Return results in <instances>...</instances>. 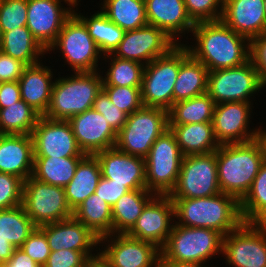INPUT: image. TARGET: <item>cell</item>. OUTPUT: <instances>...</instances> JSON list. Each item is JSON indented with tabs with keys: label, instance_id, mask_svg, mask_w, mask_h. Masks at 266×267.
Returning a JSON list of instances; mask_svg holds the SVG:
<instances>
[{
	"label": "cell",
	"instance_id": "obj_1",
	"mask_svg": "<svg viewBox=\"0 0 266 267\" xmlns=\"http://www.w3.org/2000/svg\"><path fill=\"white\" fill-rule=\"evenodd\" d=\"M192 34L195 47L185 45L209 72L237 67L250 59V41L222 20L195 23Z\"/></svg>",
	"mask_w": 266,
	"mask_h": 267
},
{
	"label": "cell",
	"instance_id": "obj_2",
	"mask_svg": "<svg viewBox=\"0 0 266 267\" xmlns=\"http://www.w3.org/2000/svg\"><path fill=\"white\" fill-rule=\"evenodd\" d=\"M174 203L175 223L186 227L214 229L226 236L242 223L240 202L220 192L200 198H171Z\"/></svg>",
	"mask_w": 266,
	"mask_h": 267
},
{
	"label": "cell",
	"instance_id": "obj_3",
	"mask_svg": "<svg viewBox=\"0 0 266 267\" xmlns=\"http://www.w3.org/2000/svg\"><path fill=\"white\" fill-rule=\"evenodd\" d=\"M216 159L221 192L240 202L265 162L261 143L256 139L247 143L221 144Z\"/></svg>",
	"mask_w": 266,
	"mask_h": 267
},
{
	"label": "cell",
	"instance_id": "obj_4",
	"mask_svg": "<svg viewBox=\"0 0 266 267\" xmlns=\"http://www.w3.org/2000/svg\"><path fill=\"white\" fill-rule=\"evenodd\" d=\"M74 75L55 79L51 101L44 117L69 120L93 107L103 87L101 72H73ZM101 74V75H100Z\"/></svg>",
	"mask_w": 266,
	"mask_h": 267
},
{
	"label": "cell",
	"instance_id": "obj_5",
	"mask_svg": "<svg viewBox=\"0 0 266 267\" xmlns=\"http://www.w3.org/2000/svg\"><path fill=\"white\" fill-rule=\"evenodd\" d=\"M223 235L214 229L186 227L174 222L159 262L206 264L222 254ZM208 260V261H207Z\"/></svg>",
	"mask_w": 266,
	"mask_h": 267
},
{
	"label": "cell",
	"instance_id": "obj_6",
	"mask_svg": "<svg viewBox=\"0 0 266 267\" xmlns=\"http://www.w3.org/2000/svg\"><path fill=\"white\" fill-rule=\"evenodd\" d=\"M168 129L167 110L143 106L127 117L117 133L115 147L123 153L145 158L157 138Z\"/></svg>",
	"mask_w": 266,
	"mask_h": 267
},
{
	"label": "cell",
	"instance_id": "obj_7",
	"mask_svg": "<svg viewBox=\"0 0 266 267\" xmlns=\"http://www.w3.org/2000/svg\"><path fill=\"white\" fill-rule=\"evenodd\" d=\"M182 159L176 137L169 128L145 157L146 189L155 195H169L176 185Z\"/></svg>",
	"mask_w": 266,
	"mask_h": 267
},
{
	"label": "cell",
	"instance_id": "obj_8",
	"mask_svg": "<svg viewBox=\"0 0 266 267\" xmlns=\"http://www.w3.org/2000/svg\"><path fill=\"white\" fill-rule=\"evenodd\" d=\"M55 49L61 51L65 63L74 72L101 71L97 63L104 55L91 38L85 23L75 13L65 21L56 41L48 50L49 54Z\"/></svg>",
	"mask_w": 266,
	"mask_h": 267
},
{
	"label": "cell",
	"instance_id": "obj_9",
	"mask_svg": "<svg viewBox=\"0 0 266 267\" xmlns=\"http://www.w3.org/2000/svg\"><path fill=\"white\" fill-rule=\"evenodd\" d=\"M259 73L249 59L244 64L208 74L207 93L215 104L224 102H252L251 97L264 89Z\"/></svg>",
	"mask_w": 266,
	"mask_h": 267
},
{
	"label": "cell",
	"instance_id": "obj_10",
	"mask_svg": "<svg viewBox=\"0 0 266 267\" xmlns=\"http://www.w3.org/2000/svg\"><path fill=\"white\" fill-rule=\"evenodd\" d=\"M180 68V44L145 65L141 93L146 107L169 110L173 105L174 84Z\"/></svg>",
	"mask_w": 266,
	"mask_h": 267
},
{
	"label": "cell",
	"instance_id": "obj_11",
	"mask_svg": "<svg viewBox=\"0 0 266 267\" xmlns=\"http://www.w3.org/2000/svg\"><path fill=\"white\" fill-rule=\"evenodd\" d=\"M22 206L37 227L73 217L64 188L32 176L24 181Z\"/></svg>",
	"mask_w": 266,
	"mask_h": 267
},
{
	"label": "cell",
	"instance_id": "obj_12",
	"mask_svg": "<svg viewBox=\"0 0 266 267\" xmlns=\"http://www.w3.org/2000/svg\"><path fill=\"white\" fill-rule=\"evenodd\" d=\"M221 192L218 183L216 151L183 156L175 187L170 198H200Z\"/></svg>",
	"mask_w": 266,
	"mask_h": 267
},
{
	"label": "cell",
	"instance_id": "obj_13",
	"mask_svg": "<svg viewBox=\"0 0 266 267\" xmlns=\"http://www.w3.org/2000/svg\"><path fill=\"white\" fill-rule=\"evenodd\" d=\"M223 255L229 267H266V230L243 222L223 236Z\"/></svg>",
	"mask_w": 266,
	"mask_h": 267
},
{
	"label": "cell",
	"instance_id": "obj_14",
	"mask_svg": "<svg viewBox=\"0 0 266 267\" xmlns=\"http://www.w3.org/2000/svg\"><path fill=\"white\" fill-rule=\"evenodd\" d=\"M100 245L104 250L99 248V253L112 267H159L160 249L150 242L127 234H110L99 239Z\"/></svg>",
	"mask_w": 266,
	"mask_h": 267
},
{
	"label": "cell",
	"instance_id": "obj_15",
	"mask_svg": "<svg viewBox=\"0 0 266 267\" xmlns=\"http://www.w3.org/2000/svg\"><path fill=\"white\" fill-rule=\"evenodd\" d=\"M34 157H84L68 120L41 116L31 134Z\"/></svg>",
	"mask_w": 266,
	"mask_h": 267
},
{
	"label": "cell",
	"instance_id": "obj_16",
	"mask_svg": "<svg viewBox=\"0 0 266 267\" xmlns=\"http://www.w3.org/2000/svg\"><path fill=\"white\" fill-rule=\"evenodd\" d=\"M177 43L163 30L147 24L139 29L125 31L113 56L147 65L167 54Z\"/></svg>",
	"mask_w": 266,
	"mask_h": 267
},
{
	"label": "cell",
	"instance_id": "obj_17",
	"mask_svg": "<svg viewBox=\"0 0 266 267\" xmlns=\"http://www.w3.org/2000/svg\"><path fill=\"white\" fill-rule=\"evenodd\" d=\"M68 4L64 7V3ZM27 0L26 27L34 38L48 52L56 41L65 21L74 13L69 0Z\"/></svg>",
	"mask_w": 266,
	"mask_h": 267
},
{
	"label": "cell",
	"instance_id": "obj_18",
	"mask_svg": "<svg viewBox=\"0 0 266 267\" xmlns=\"http://www.w3.org/2000/svg\"><path fill=\"white\" fill-rule=\"evenodd\" d=\"M252 105V102L234 101L215 105L212 123L220 145L247 143L257 139L261 126L250 128Z\"/></svg>",
	"mask_w": 266,
	"mask_h": 267
},
{
	"label": "cell",
	"instance_id": "obj_19",
	"mask_svg": "<svg viewBox=\"0 0 266 267\" xmlns=\"http://www.w3.org/2000/svg\"><path fill=\"white\" fill-rule=\"evenodd\" d=\"M175 222L174 203L168 195H155L144 207L129 237L154 244L160 250L166 244Z\"/></svg>",
	"mask_w": 266,
	"mask_h": 267
},
{
	"label": "cell",
	"instance_id": "obj_20",
	"mask_svg": "<svg viewBox=\"0 0 266 267\" xmlns=\"http://www.w3.org/2000/svg\"><path fill=\"white\" fill-rule=\"evenodd\" d=\"M101 168V175L129 190L146 189L145 158L123 153L116 147L94 154Z\"/></svg>",
	"mask_w": 266,
	"mask_h": 267
},
{
	"label": "cell",
	"instance_id": "obj_21",
	"mask_svg": "<svg viewBox=\"0 0 266 267\" xmlns=\"http://www.w3.org/2000/svg\"><path fill=\"white\" fill-rule=\"evenodd\" d=\"M70 123L79 148L87 155L114 148L117 133L105 117L93 108L71 117Z\"/></svg>",
	"mask_w": 266,
	"mask_h": 267
},
{
	"label": "cell",
	"instance_id": "obj_22",
	"mask_svg": "<svg viewBox=\"0 0 266 267\" xmlns=\"http://www.w3.org/2000/svg\"><path fill=\"white\" fill-rule=\"evenodd\" d=\"M221 20L251 41L266 31L264 0H223Z\"/></svg>",
	"mask_w": 266,
	"mask_h": 267
},
{
	"label": "cell",
	"instance_id": "obj_23",
	"mask_svg": "<svg viewBox=\"0 0 266 267\" xmlns=\"http://www.w3.org/2000/svg\"><path fill=\"white\" fill-rule=\"evenodd\" d=\"M145 5L148 24L163 30L177 44L182 41L179 37L192 33L195 23L187 14L184 0H145Z\"/></svg>",
	"mask_w": 266,
	"mask_h": 267
},
{
	"label": "cell",
	"instance_id": "obj_24",
	"mask_svg": "<svg viewBox=\"0 0 266 267\" xmlns=\"http://www.w3.org/2000/svg\"><path fill=\"white\" fill-rule=\"evenodd\" d=\"M39 228L47 238L50 251L62 249L94 251L99 245L100 238L74 217L45 224Z\"/></svg>",
	"mask_w": 266,
	"mask_h": 267
},
{
	"label": "cell",
	"instance_id": "obj_25",
	"mask_svg": "<svg viewBox=\"0 0 266 267\" xmlns=\"http://www.w3.org/2000/svg\"><path fill=\"white\" fill-rule=\"evenodd\" d=\"M34 162L31 135L0 134V172L23 181L32 176Z\"/></svg>",
	"mask_w": 266,
	"mask_h": 267
},
{
	"label": "cell",
	"instance_id": "obj_26",
	"mask_svg": "<svg viewBox=\"0 0 266 267\" xmlns=\"http://www.w3.org/2000/svg\"><path fill=\"white\" fill-rule=\"evenodd\" d=\"M50 68L42 62L27 66L18 80L21 99L41 116H44L49 108L55 82L52 81L54 73Z\"/></svg>",
	"mask_w": 266,
	"mask_h": 267
},
{
	"label": "cell",
	"instance_id": "obj_27",
	"mask_svg": "<svg viewBox=\"0 0 266 267\" xmlns=\"http://www.w3.org/2000/svg\"><path fill=\"white\" fill-rule=\"evenodd\" d=\"M209 70L180 44V68L173 90V104L207 93Z\"/></svg>",
	"mask_w": 266,
	"mask_h": 267
},
{
	"label": "cell",
	"instance_id": "obj_28",
	"mask_svg": "<svg viewBox=\"0 0 266 267\" xmlns=\"http://www.w3.org/2000/svg\"><path fill=\"white\" fill-rule=\"evenodd\" d=\"M183 156L208 154L217 151V141L212 122L169 125Z\"/></svg>",
	"mask_w": 266,
	"mask_h": 267
},
{
	"label": "cell",
	"instance_id": "obj_29",
	"mask_svg": "<svg viewBox=\"0 0 266 267\" xmlns=\"http://www.w3.org/2000/svg\"><path fill=\"white\" fill-rule=\"evenodd\" d=\"M101 177V168L97 157L86 154L79 161L74 177L64 187L66 199L72 211L95 192Z\"/></svg>",
	"mask_w": 266,
	"mask_h": 267
},
{
	"label": "cell",
	"instance_id": "obj_30",
	"mask_svg": "<svg viewBox=\"0 0 266 267\" xmlns=\"http://www.w3.org/2000/svg\"><path fill=\"white\" fill-rule=\"evenodd\" d=\"M154 196L147 189L130 190L122 195L111 207L112 234H127Z\"/></svg>",
	"mask_w": 266,
	"mask_h": 267
},
{
	"label": "cell",
	"instance_id": "obj_31",
	"mask_svg": "<svg viewBox=\"0 0 266 267\" xmlns=\"http://www.w3.org/2000/svg\"><path fill=\"white\" fill-rule=\"evenodd\" d=\"M0 50L21 60L27 66L40 63L41 57L43 58L46 53L48 54L26 26L2 32Z\"/></svg>",
	"mask_w": 266,
	"mask_h": 267
},
{
	"label": "cell",
	"instance_id": "obj_32",
	"mask_svg": "<svg viewBox=\"0 0 266 267\" xmlns=\"http://www.w3.org/2000/svg\"><path fill=\"white\" fill-rule=\"evenodd\" d=\"M73 217L99 238L112 234L111 206L95 193L73 211Z\"/></svg>",
	"mask_w": 266,
	"mask_h": 267
},
{
	"label": "cell",
	"instance_id": "obj_33",
	"mask_svg": "<svg viewBox=\"0 0 266 267\" xmlns=\"http://www.w3.org/2000/svg\"><path fill=\"white\" fill-rule=\"evenodd\" d=\"M100 10L124 31L148 24L145 0H103Z\"/></svg>",
	"mask_w": 266,
	"mask_h": 267
},
{
	"label": "cell",
	"instance_id": "obj_34",
	"mask_svg": "<svg viewBox=\"0 0 266 267\" xmlns=\"http://www.w3.org/2000/svg\"><path fill=\"white\" fill-rule=\"evenodd\" d=\"M215 105L208 93L175 102L168 110L169 125L212 122Z\"/></svg>",
	"mask_w": 266,
	"mask_h": 267
},
{
	"label": "cell",
	"instance_id": "obj_35",
	"mask_svg": "<svg viewBox=\"0 0 266 267\" xmlns=\"http://www.w3.org/2000/svg\"><path fill=\"white\" fill-rule=\"evenodd\" d=\"M83 157H34L32 177L64 188L72 180L76 167Z\"/></svg>",
	"mask_w": 266,
	"mask_h": 267
},
{
	"label": "cell",
	"instance_id": "obj_36",
	"mask_svg": "<svg viewBox=\"0 0 266 267\" xmlns=\"http://www.w3.org/2000/svg\"><path fill=\"white\" fill-rule=\"evenodd\" d=\"M74 13L85 23L100 52L103 55L112 54L123 39L125 31L111 22L101 10L89 18L75 12V9Z\"/></svg>",
	"mask_w": 266,
	"mask_h": 267
},
{
	"label": "cell",
	"instance_id": "obj_37",
	"mask_svg": "<svg viewBox=\"0 0 266 267\" xmlns=\"http://www.w3.org/2000/svg\"><path fill=\"white\" fill-rule=\"evenodd\" d=\"M41 115L24 100L0 108V134L31 135Z\"/></svg>",
	"mask_w": 266,
	"mask_h": 267
},
{
	"label": "cell",
	"instance_id": "obj_38",
	"mask_svg": "<svg viewBox=\"0 0 266 267\" xmlns=\"http://www.w3.org/2000/svg\"><path fill=\"white\" fill-rule=\"evenodd\" d=\"M36 227L22 205L0 210V239L8 240L16 248L23 245Z\"/></svg>",
	"mask_w": 266,
	"mask_h": 267
},
{
	"label": "cell",
	"instance_id": "obj_39",
	"mask_svg": "<svg viewBox=\"0 0 266 267\" xmlns=\"http://www.w3.org/2000/svg\"><path fill=\"white\" fill-rule=\"evenodd\" d=\"M102 58L110 62L109 69L102 76L103 86H142L145 65L137 61L121 59L112 54L104 55Z\"/></svg>",
	"mask_w": 266,
	"mask_h": 267
},
{
	"label": "cell",
	"instance_id": "obj_40",
	"mask_svg": "<svg viewBox=\"0 0 266 267\" xmlns=\"http://www.w3.org/2000/svg\"><path fill=\"white\" fill-rule=\"evenodd\" d=\"M240 212L245 223H257L266 214V162L262 164L250 190L240 201Z\"/></svg>",
	"mask_w": 266,
	"mask_h": 267
},
{
	"label": "cell",
	"instance_id": "obj_41",
	"mask_svg": "<svg viewBox=\"0 0 266 267\" xmlns=\"http://www.w3.org/2000/svg\"><path fill=\"white\" fill-rule=\"evenodd\" d=\"M110 101L128 116L142 108L141 87L103 86Z\"/></svg>",
	"mask_w": 266,
	"mask_h": 267
},
{
	"label": "cell",
	"instance_id": "obj_42",
	"mask_svg": "<svg viewBox=\"0 0 266 267\" xmlns=\"http://www.w3.org/2000/svg\"><path fill=\"white\" fill-rule=\"evenodd\" d=\"M27 13V0H0L1 32L26 26Z\"/></svg>",
	"mask_w": 266,
	"mask_h": 267
},
{
	"label": "cell",
	"instance_id": "obj_43",
	"mask_svg": "<svg viewBox=\"0 0 266 267\" xmlns=\"http://www.w3.org/2000/svg\"><path fill=\"white\" fill-rule=\"evenodd\" d=\"M188 16L194 23L222 18L223 0H184Z\"/></svg>",
	"mask_w": 266,
	"mask_h": 267
},
{
	"label": "cell",
	"instance_id": "obj_44",
	"mask_svg": "<svg viewBox=\"0 0 266 267\" xmlns=\"http://www.w3.org/2000/svg\"><path fill=\"white\" fill-rule=\"evenodd\" d=\"M24 181L0 172V210L22 205Z\"/></svg>",
	"mask_w": 266,
	"mask_h": 267
},
{
	"label": "cell",
	"instance_id": "obj_45",
	"mask_svg": "<svg viewBox=\"0 0 266 267\" xmlns=\"http://www.w3.org/2000/svg\"><path fill=\"white\" fill-rule=\"evenodd\" d=\"M92 108L105 117L109 126L116 133L123 128L127 121L128 115L110 101L107 93L103 89L97 94Z\"/></svg>",
	"mask_w": 266,
	"mask_h": 267
},
{
	"label": "cell",
	"instance_id": "obj_46",
	"mask_svg": "<svg viewBox=\"0 0 266 267\" xmlns=\"http://www.w3.org/2000/svg\"><path fill=\"white\" fill-rule=\"evenodd\" d=\"M37 264L43 267L50 255V247L44 232L36 227L20 247Z\"/></svg>",
	"mask_w": 266,
	"mask_h": 267
},
{
	"label": "cell",
	"instance_id": "obj_47",
	"mask_svg": "<svg viewBox=\"0 0 266 267\" xmlns=\"http://www.w3.org/2000/svg\"><path fill=\"white\" fill-rule=\"evenodd\" d=\"M93 251H75L62 249L51 251L46 264L43 267H79L89 258L96 256Z\"/></svg>",
	"mask_w": 266,
	"mask_h": 267
},
{
	"label": "cell",
	"instance_id": "obj_48",
	"mask_svg": "<svg viewBox=\"0 0 266 267\" xmlns=\"http://www.w3.org/2000/svg\"><path fill=\"white\" fill-rule=\"evenodd\" d=\"M250 59L266 85V31L250 41Z\"/></svg>",
	"mask_w": 266,
	"mask_h": 267
},
{
	"label": "cell",
	"instance_id": "obj_49",
	"mask_svg": "<svg viewBox=\"0 0 266 267\" xmlns=\"http://www.w3.org/2000/svg\"><path fill=\"white\" fill-rule=\"evenodd\" d=\"M27 65L0 50V81H18Z\"/></svg>",
	"mask_w": 266,
	"mask_h": 267
},
{
	"label": "cell",
	"instance_id": "obj_50",
	"mask_svg": "<svg viewBox=\"0 0 266 267\" xmlns=\"http://www.w3.org/2000/svg\"><path fill=\"white\" fill-rule=\"evenodd\" d=\"M128 191L130 190L123 184L114 183L112 180L101 177L94 193L112 207Z\"/></svg>",
	"mask_w": 266,
	"mask_h": 267
},
{
	"label": "cell",
	"instance_id": "obj_51",
	"mask_svg": "<svg viewBox=\"0 0 266 267\" xmlns=\"http://www.w3.org/2000/svg\"><path fill=\"white\" fill-rule=\"evenodd\" d=\"M21 100L18 81L2 82L0 86V108H6Z\"/></svg>",
	"mask_w": 266,
	"mask_h": 267
},
{
	"label": "cell",
	"instance_id": "obj_52",
	"mask_svg": "<svg viewBox=\"0 0 266 267\" xmlns=\"http://www.w3.org/2000/svg\"><path fill=\"white\" fill-rule=\"evenodd\" d=\"M4 267H41L31 259L21 248H16L12 257L5 262Z\"/></svg>",
	"mask_w": 266,
	"mask_h": 267
},
{
	"label": "cell",
	"instance_id": "obj_53",
	"mask_svg": "<svg viewBox=\"0 0 266 267\" xmlns=\"http://www.w3.org/2000/svg\"><path fill=\"white\" fill-rule=\"evenodd\" d=\"M15 249L16 247L8 240L0 239V261L7 262L12 257Z\"/></svg>",
	"mask_w": 266,
	"mask_h": 267
},
{
	"label": "cell",
	"instance_id": "obj_54",
	"mask_svg": "<svg viewBox=\"0 0 266 267\" xmlns=\"http://www.w3.org/2000/svg\"><path fill=\"white\" fill-rule=\"evenodd\" d=\"M97 251L96 256L89 258V267H112L104 257Z\"/></svg>",
	"mask_w": 266,
	"mask_h": 267
},
{
	"label": "cell",
	"instance_id": "obj_55",
	"mask_svg": "<svg viewBox=\"0 0 266 267\" xmlns=\"http://www.w3.org/2000/svg\"><path fill=\"white\" fill-rule=\"evenodd\" d=\"M159 267H207L204 264L188 262H159Z\"/></svg>",
	"mask_w": 266,
	"mask_h": 267
},
{
	"label": "cell",
	"instance_id": "obj_56",
	"mask_svg": "<svg viewBox=\"0 0 266 267\" xmlns=\"http://www.w3.org/2000/svg\"><path fill=\"white\" fill-rule=\"evenodd\" d=\"M258 141L261 143V146L263 148L264 152V161L266 162V130L265 129H260V132L257 136Z\"/></svg>",
	"mask_w": 266,
	"mask_h": 267
},
{
	"label": "cell",
	"instance_id": "obj_57",
	"mask_svg": "<svg viewBox=\"0 0 266 267\" xmlns=\"http://www.w3.org/2000/svg\"><path fill=\"white\" fill-rule=\"evenodd\" d=\"M257 224L266 230V214L257 222Z\"/></svg>",
	"mask_w": 266,
	"mask_h": 267
},
{
	"label": "cell",
	"instance_id": "obj_58",
	"mask_svg": "<svg viewBox=\"0 0 266 267\" xmlns=\"http://www.w3.org/2000/svg\"><path fill=\"white\" fill-rule=\"evenodd\" d=\"M73 5H74V8L78 6V3L80 2V0H69Z\"/></svg>",
	"mask_w": 266,
	"mask_h": 267
},
{
	"label": "cell",
	"instance_id": "obj_59",
	"mask_svg": "<svg viewBox=\"0 0 266 267\" xmlns=\"http://www.w3.org/2000/svg\"><path fill=\"white\" fill-rule=\"evenodd\" d=\"M79 267H89V259L83 265H81Z\"/></svg>",
	"mask_w": 266,
	"mask_h": 267
},
{
	"label": "cell",
	"instance_id": "obj_60",
	"mask_svg": "<svg viewBox=\"0 0 266 267\" xmlns=\"http://www.w3.org/2000/svg\"><path fill=\"white\" fill-rule=\"evenodd\" d=\"M4 262L0 261V267H4Z\"/></svg>",
	"mask_w": 266,
	"mask_h": 267
},
{
	"label": "cell",
	"instance_id": "obj_61",
	"mask_svg": "<svg viewBox=\"0 0 266 267\" xmlns=\"http://www.w3.org/2000/svg\"><path fill=\"white\" fill-rule=\"evenodd\" d=\"M264 9H265V13H266V0H264Z\"/></svg>",
	"mask_w": 266,
	"mask_h": 267
}]
</instances>
